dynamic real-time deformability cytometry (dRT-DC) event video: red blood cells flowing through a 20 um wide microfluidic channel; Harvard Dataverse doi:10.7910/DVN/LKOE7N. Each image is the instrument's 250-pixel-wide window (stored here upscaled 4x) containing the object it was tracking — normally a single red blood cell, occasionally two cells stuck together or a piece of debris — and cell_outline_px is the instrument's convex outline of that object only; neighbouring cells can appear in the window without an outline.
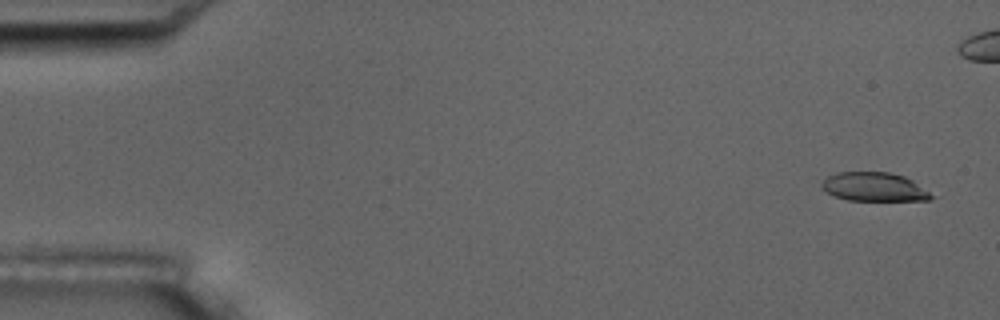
{"species": "common noctule bat (a hibernating species)", "species_latin": "Nyctalus noctula", "temperature_condition": "room temperature", "stored_images_in_passage": 5, "camera_frame_rate_fps": 3000, "um_per_image_px": 0.085, "animal": {"sex": "male", "body_mass_g": 17.5, "forearm_length_mm": 52.3}, "frame": {"image": 1, "passage_image": 1, "time_ms": 0.0, "image_size_px": [1000, 320], "cell_outline_px": [[936, 196], [928, 200], [848, 200], [836, 196], [820, 188], [820, 184], [828, 176], [836, 172], [888, 172], [904, 176], [912, 180]], "centroid_in_image_um": [74.3, 15.88], "position_along_channel_um": 10.7, "area_um2": 18.32}}